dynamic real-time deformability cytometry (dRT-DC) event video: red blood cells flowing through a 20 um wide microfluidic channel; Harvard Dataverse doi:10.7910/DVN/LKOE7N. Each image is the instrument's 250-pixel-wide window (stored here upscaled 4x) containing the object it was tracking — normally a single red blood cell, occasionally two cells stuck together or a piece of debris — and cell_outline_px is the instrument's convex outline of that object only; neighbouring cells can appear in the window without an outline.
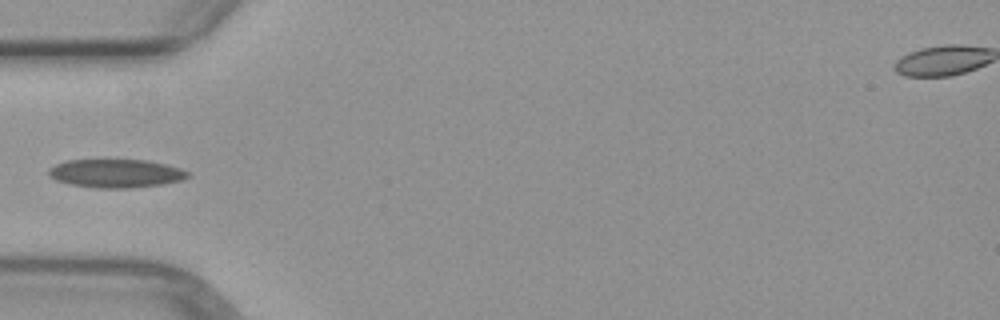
{"species": "common noctule bat (a hibernating species)", "species_latin": "Nyctalus noctula", "temperature_condition": "warm", "stored_images_in_passage": 4, "camera_frame_rate_fps": 3000, "um_per_image_px": 0.085, "animal": {"sex": "female", "body_mass_g": 29.2, "forearm_length_mm": 56.3}, "frame": {"image": 1, "passage_image": 4, "time_ms": 3.333, "image_size_px": [1000, 320], "cell_outline_px": [[192, 176], [184, 180], [164, 184], [128, 188], [96, 188], [68, 184], [56, 180], [48, 176], [48, 168], [56, 164], [68, 160], [148, 160], [180, 168], [192, 172]], "centroid_in_image_um": [9.89, 14.74], "position_along_channel_um": 75.1, "area_um2": 23.35}}